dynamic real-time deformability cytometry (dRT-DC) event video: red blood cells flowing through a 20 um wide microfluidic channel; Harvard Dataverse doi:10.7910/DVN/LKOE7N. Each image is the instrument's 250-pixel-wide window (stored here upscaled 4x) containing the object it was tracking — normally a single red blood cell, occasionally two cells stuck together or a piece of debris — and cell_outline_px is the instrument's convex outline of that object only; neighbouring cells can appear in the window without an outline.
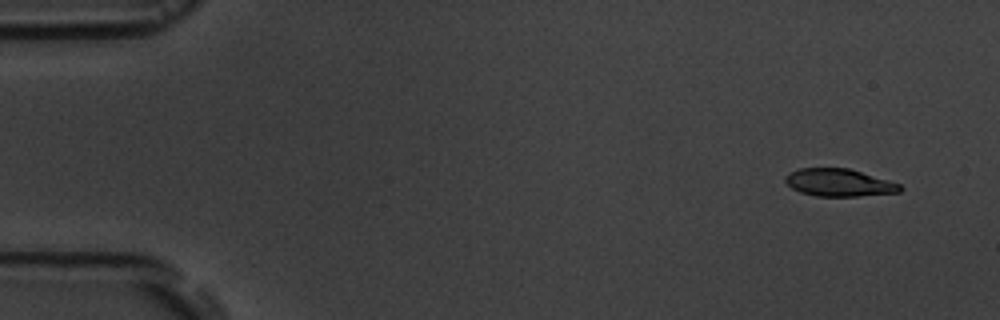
{"species": "common noctule bat (a hibernating species)", "species_latin": "Nyctalus noctula", "temperature_condition": "room temperature", "stored_images_in_passage": 7, "camera_frame_rate_fps": 3000, "um_per_image_px": 0.085, "animal": {"sex": "male", "body_mass_g": 19.5, "forearm_length_mm": 54.6}, "frame": {"image": 1, "passage_image": 1, "time_ms": 0.0, "image_size_px": [1000, 320], "cell_outline_px": [[904, 188], [900, 192], [856, 196], [816, 196], [800, 192], [792, 188], [784, 180], [784, 176], [800, 168], [848, 168], [888, 180], [900, 184]], "centroid_in_image_um": [71.32, 15.52], "position_along_channel_um": 13.7, "area_um2": 18.26}}
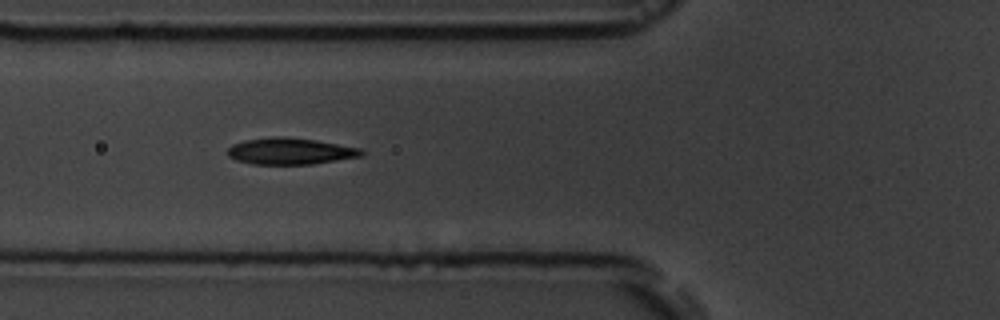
{"frame": {"image": 2, "passage_image": 6, "time_ms": 5.667, "image_size_px": [1000, 320], "cell_outline_px": [[364, 156], [312, 164], [252, 164], [236, 160], [228, 156], [228, 148], [232, 144], [244, 140], [272, 136], [284, 136], [316, 140], [360, 148], [364, 152]], "centroid_in_image_um": [24.66, 12.84], "position_along_channel_um": 101.1, "area_um2": 20.81}}
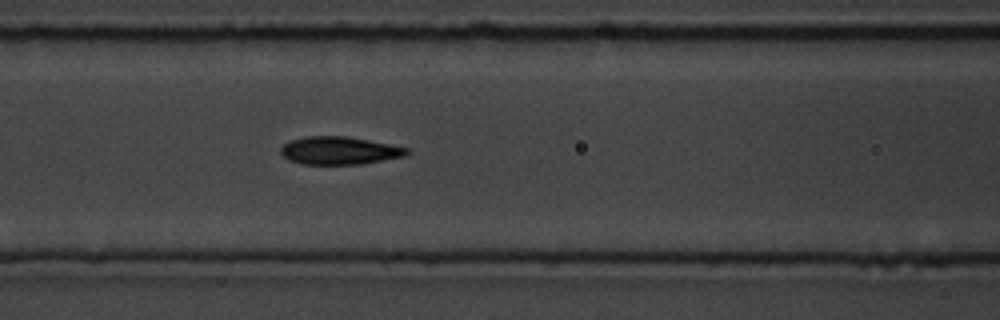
{"frame": {"image": 3, "passage_image": 7, "time_ms": 6.667, "image_size_px": [1000, 320], "cell_outline_px": [[412, 152], [404, 156], [360, 164], [300, 164], [288, 160], [280, 152], [280, 148], [288, 140], [308, 136], [348, 136], [412, 148]], "centroid_in_image_um": [28.86, 12.79], "position_along_channel_um": 137.7, "area_um2": 20.69}}